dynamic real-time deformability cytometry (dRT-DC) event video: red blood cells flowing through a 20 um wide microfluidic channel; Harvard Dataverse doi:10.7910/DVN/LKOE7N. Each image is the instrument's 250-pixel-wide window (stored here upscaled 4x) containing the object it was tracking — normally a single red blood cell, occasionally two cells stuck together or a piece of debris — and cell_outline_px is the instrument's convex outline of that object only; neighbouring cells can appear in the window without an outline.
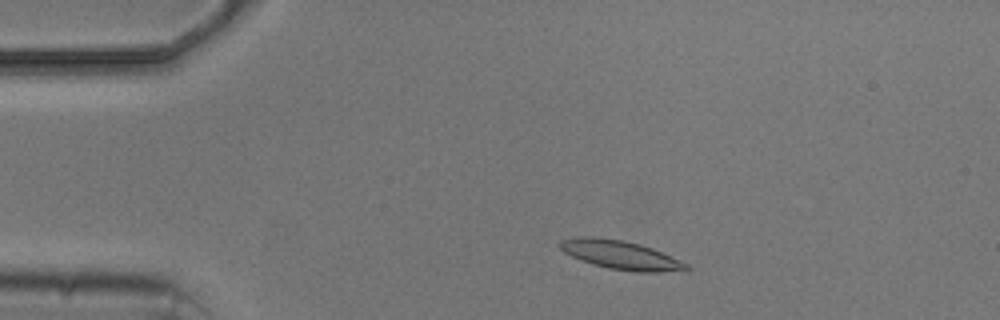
{"species": "common noctule bat (a hibernating species)", "species_latin": "Nyctalus noctula", "temperature_condition": "cold", "stored_images_in_passage": 7, "camera_frame_rate_fps": 3000, "um_per_image_px": 0.085, "animal": {"sex": "male", "body_mass_g": 20.5, "forearm_length_mm": 52.5}, "frame": {"image": 1, "passage_image": 1, "time_ms": 0.0, "image_size_px": [1000, 320], "cell_outline_px": [[692, 268], [688, 272], [636, 272], [608, 268], [592, 264], [580, 260], [564, 252], [560, 248], [560, 240], [576, 236], [588, 236], [624, 240], [640, 244], [652, 248], [688, 264]], "centroid_in_image_um": [52.8, 21.68], "position_along_channel_um": 32.2, "area_um2": 21.44}}
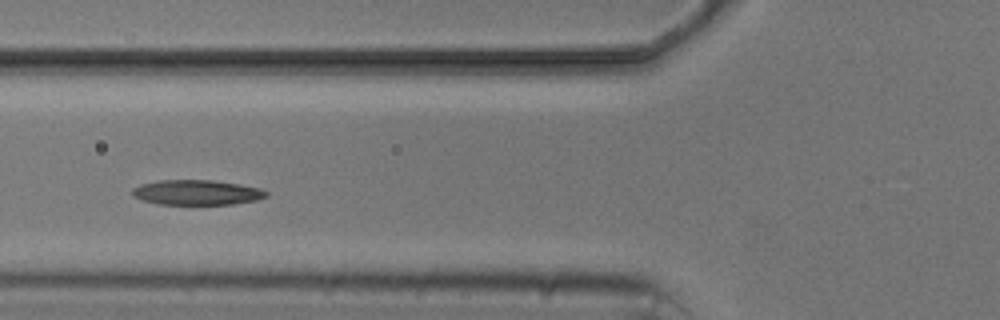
{"frame": {"image": 2, "passage_image": 4, "time_ms": 3.333, "image_size_px": [1000, 320], "cell_outline_px": [[268, 196], [256, 200], [232, 204], [160, 204], [144, 200], [132, 196], [132, 188], [140, 184], [160, 180], [212, 180], [240, 184], [260, 188], [268, 192]], "centroid_in_image_um": [16.73, 16.35], "position_along_channel_um": 109.1, "area_um2": 19.48}}
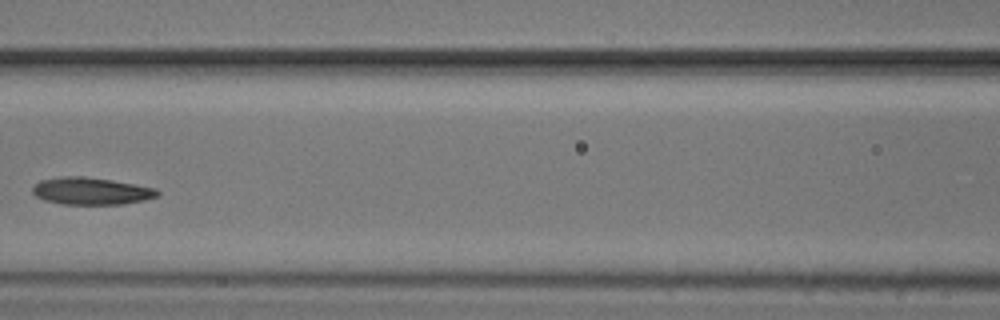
{"frame": {"image": 3, "passage_image": 5, "time_ms": 4.667, "image_size_px": [1000, 320], "cell_outline_px": [[160, 192], [156, 196], [144, 200], [124, 204], [64, 204], [44, 200], [36, 196], [32, 192], [32, 188], [40, 180], [64, 176], [84, 176], [112, 180], [156, 188]], "centroid_in_image_um": [7.74, 16.23], "position_along_channel_um": 158.9, "area_um2": 19.71}}